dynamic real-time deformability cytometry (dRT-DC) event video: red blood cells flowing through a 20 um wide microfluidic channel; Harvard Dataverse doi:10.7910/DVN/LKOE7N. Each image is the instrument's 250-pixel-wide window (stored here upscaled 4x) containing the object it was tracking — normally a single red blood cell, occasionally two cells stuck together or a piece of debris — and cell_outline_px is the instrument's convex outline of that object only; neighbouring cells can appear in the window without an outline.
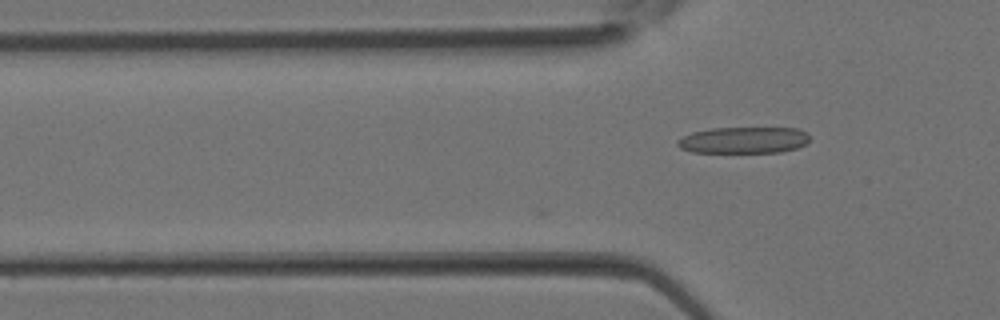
{"species": "Egyptian fruit bat (a non-hibernating species)", "species_latin": "Rousettus aegyptiacus", "temperature_condition": "room temperature", "stored_images_in_passage": 8, "camera_frame_rate_fps": 3000, "um_per_image_px": 0.085, "animal": {"sex": "female"}, "frame": {"image": 1, "passage_image": 8, "time_ms": 2.333, "image_size_px": [1000, 320], "cell_outline_px": [[808, 140], [804, 144], [796, 148], [780, 152], [692, 152], [680, 148], [676, 144], [676, 140], [692, 132], [712, 128], [796, 128], [808, 132]], "centroid_in_image_um": [63.19, 11.9], "position_along_channel_um": 62.6, "area_um2": 20.29}}